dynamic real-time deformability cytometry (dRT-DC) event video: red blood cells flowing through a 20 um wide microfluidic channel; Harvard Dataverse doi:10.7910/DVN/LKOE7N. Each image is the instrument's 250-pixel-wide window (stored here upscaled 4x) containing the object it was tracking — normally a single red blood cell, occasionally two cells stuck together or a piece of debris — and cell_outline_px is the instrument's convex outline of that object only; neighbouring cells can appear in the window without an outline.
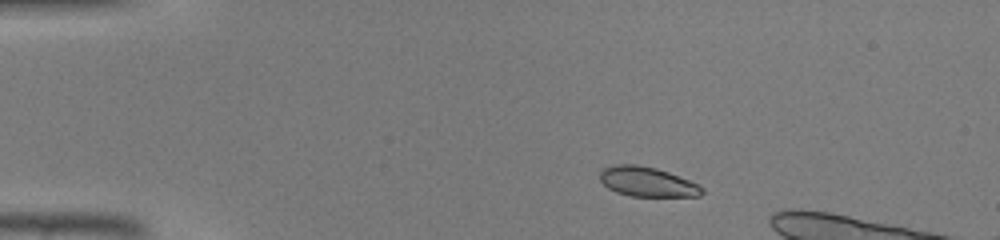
{"species": "common noctule bat (a hibernating species)", "species_latin": "Nyctalus noctula", "temperature_condition": "warm", "stored_images_in_passage": 33, "camera_frame_rate_fps": 3000, "um_per_image_px": 0.085, "animal": {"sex": "male", "body_mass_g": 19.0, "forearm_length_mm": 50.8}, "frame": {"image": 1, "passage_image": 1, "time_ms": 0.0, "image_size_px": [1000, 240], "cell_outline_px": [[704, 192], [700, 196], [632, 196], [616, 192], [608, 188], [600, 180], [600, 168], [616, 164], [636, 164], [656, 168], [668, 172], [688, 180], [704, 188]], "centroid_in_image_um": [54.98, 15.44], "position_along_channel_um": 30.0, "area_um2": 17.63}}
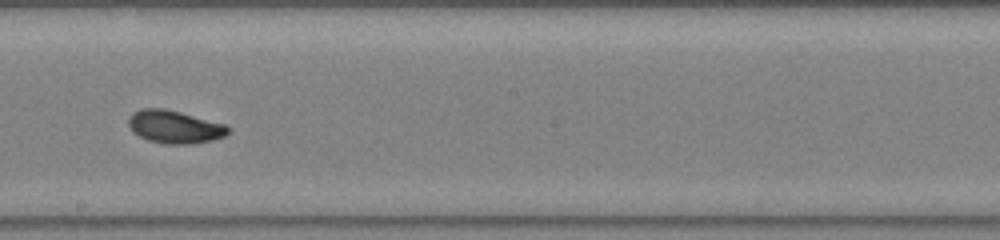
{"frame": {"image": 2, "passage_image": 19, "time_ms": 6.0, "image_size_px": [1000, 240], "cell_outline_px": [[228, 132], [224, 136], [212, 140], [188, 144], [164, 144], [148, 140], [132, 132], [128, 124], [128, 120], [132, 112], [140, 108], [164, 108], [180, 112], [224, 124], [228, 128]], "centroid_in_image_um": [14.78, 10.78], "position_along_channel_um": 233.4, "area_um2": 18.96}}
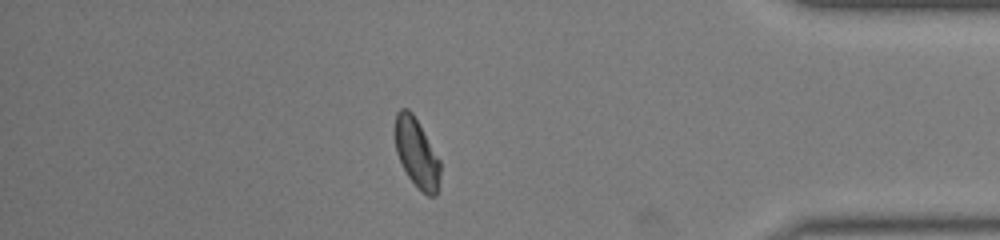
{"frame": {"image": 3, "passage_image": 32, "time_ms": 10.333, "image_size_px": [1000, 240], "cell_outline_px": [[440, 176], [436, 196], [428, 196], [408, 176], [396, 152], [392, 128], [396, 112], [400, 108], [408, 108], [412, 112], [440, 160]], "centroid_in_image_um": [35.37, 12.93], "position_along_channel_um": 399.8, "area_um2": 18.26}}